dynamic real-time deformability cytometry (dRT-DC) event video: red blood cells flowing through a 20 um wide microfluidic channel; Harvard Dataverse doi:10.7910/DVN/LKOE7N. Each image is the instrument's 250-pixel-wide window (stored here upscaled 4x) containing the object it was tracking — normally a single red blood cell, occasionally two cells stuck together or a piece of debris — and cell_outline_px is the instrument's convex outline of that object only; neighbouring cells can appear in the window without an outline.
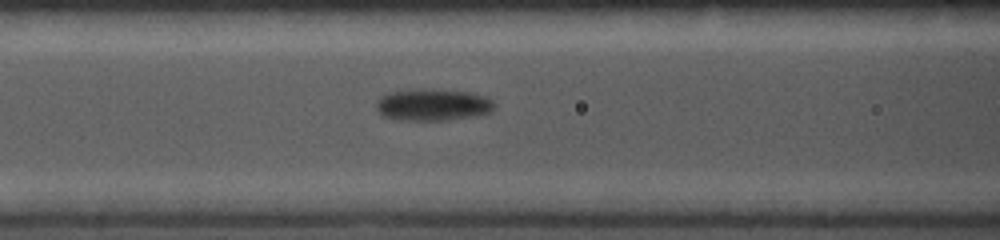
{"species": "common noctule bat (a hibernating species)", "species_latin": "Nyctalus noctula", "temperature_condition": "cold", "stored_images_in_passage": 20, "camera_frame_rate_fps": 5000, "um_per_image_px": 0.085, "animal": {"sex": "female", "body_mass_g": 19.0, "forearm_length_mm": 56.7}, "frame": {"image": 1, "passage_image": 4, "time_ms": 0.6, "image_size_px": [1000, 240], "cell_outline_px": [[496, 104], [492, 112], [476, 116], [448, 120], [396, 120], [380, 116], [376, 108], [376, 100], [380, 96], [388, 92], [420, 88], [424, 88], [468, 92], [484, 96], [492, 100]], "centroid_in_image_um": [36.75, 8.91], "position_along_channel_um": 129.9, "area_um2": 22.43}}
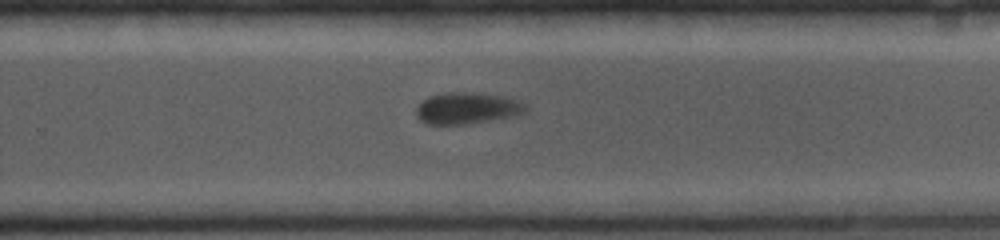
{"frame": {"image": 2, "passage_image": 11, "time_ms": 2.0, "image_size_px": [1000, 240], "cell_outline_px": [[528, 108], [512, 116], [464, 124], [424, 124], [416, 116], [416, 108], [424, 100], [432, 96], [448, 92], [480, 92], [504, 96], [528, 104]], "centroid_in_image_um": [39.69, 9.18], "position_along_channel_um": 290.1, "area_um2": 19.88}}
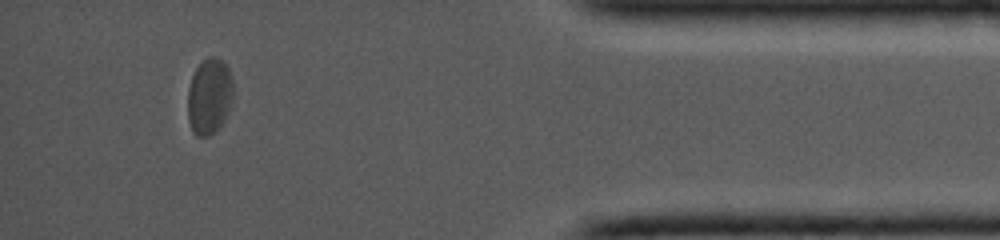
{"frame": {"image": 3, "passage_image": 18, "time_ms": 3.4, "image_size_px": [1000, 240], "cell_outline_px": [[232, 96], [228, 112], [224, 120], [208, 136], [196, 136], [192, 132], [188, 120], [188, 88], [192, 76], [196, 68], [208, 56], [216, 56], [224, 60], [228, 68], [232, 80]], "centroid_in_image_um": [17.78, 8.16], "position_along_channel_um": 417.4, "area_um2": 20.06}}